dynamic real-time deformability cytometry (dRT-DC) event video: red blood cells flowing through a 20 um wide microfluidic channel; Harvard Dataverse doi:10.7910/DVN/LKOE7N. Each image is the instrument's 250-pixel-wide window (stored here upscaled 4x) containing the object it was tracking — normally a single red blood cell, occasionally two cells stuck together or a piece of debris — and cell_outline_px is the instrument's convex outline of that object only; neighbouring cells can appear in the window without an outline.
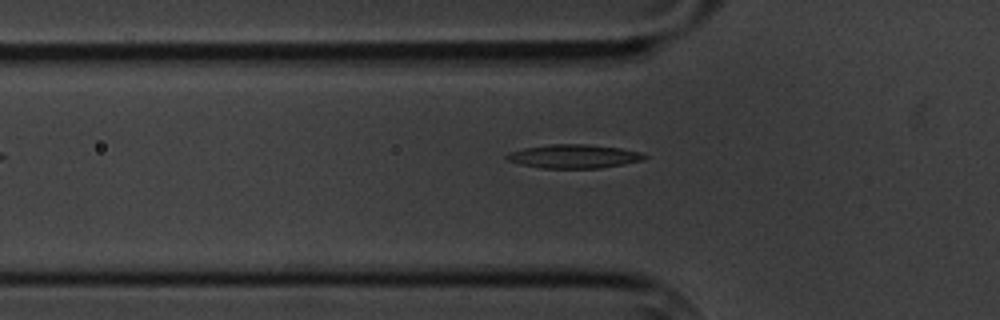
{"species": "common noctule bat (a hibernating species)", "species_latin": "Nyctalus noctula", "temperature_condition": "cold", "stored_images_in_passage": 3, "camera_frame_rate_fps": 3000, "um_per_image_px": 0.085, "animal": {"sex": "male", "body_mass_g": 20.1, "forearm_length_mm": 53.5}, "frame": {"image": 1, "passage_image": 3, "time_ms": 2.333, "image_size_px": [1000, 320], "cell_outline_px": [[648, 156], [644, 160], [624, 164], [600, 168], [540, 168], [520, 164], [508, 160], [504, 156], [508, 152], [524, 148], [548, 144], [588, 144], [620, 148], [640, 152]], "centroid_in_image_um": [48.77, 13.28], "position_along_channel_um": 77.0, "area_um2": 19.13}}